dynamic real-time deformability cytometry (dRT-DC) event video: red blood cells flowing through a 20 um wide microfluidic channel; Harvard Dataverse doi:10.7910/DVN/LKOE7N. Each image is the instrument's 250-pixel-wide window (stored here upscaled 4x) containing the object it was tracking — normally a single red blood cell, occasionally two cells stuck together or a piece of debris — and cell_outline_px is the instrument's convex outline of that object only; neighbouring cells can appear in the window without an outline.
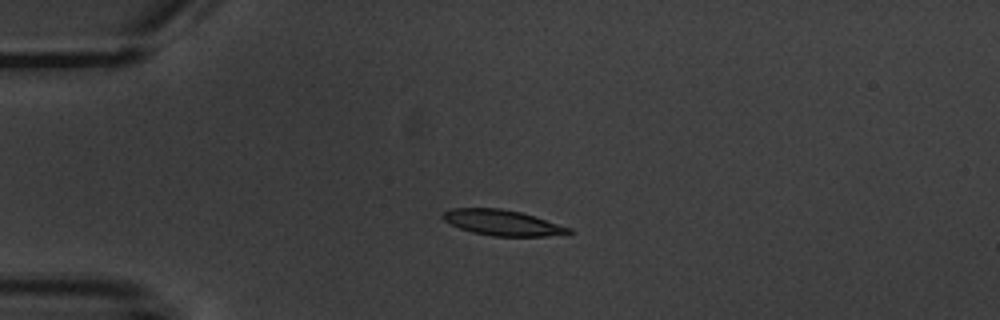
{"species": "common noctule bat (a hibernating species)", "species_latin": "Nyctalus noctula", "temperature_condition": "warm", "stored_images_in_passage": 4, "camera_frame_rate_fps": 3000, "um_per_image_px": 0.085, "animal": {"sex": "male", "body_mass_g": 20.1, "forearm_length_mm": 53.5}, "frame": {"image": 1, "passage_image": 3, "time_ms": 3.333, "image_size_px": [1000, 320], "cell_outline_px": [[572, 232], [568, 236], [492, 236], [472, 232], [460, 228], [444, 220], [440, 216], [444, 212], [452, 208], [500, 208], [520, 212], [572, 228]], "centroid_in_image_um": [42.76, 18.94], "position_along_channel_um": 42.2, "area_um2": 18.84}}